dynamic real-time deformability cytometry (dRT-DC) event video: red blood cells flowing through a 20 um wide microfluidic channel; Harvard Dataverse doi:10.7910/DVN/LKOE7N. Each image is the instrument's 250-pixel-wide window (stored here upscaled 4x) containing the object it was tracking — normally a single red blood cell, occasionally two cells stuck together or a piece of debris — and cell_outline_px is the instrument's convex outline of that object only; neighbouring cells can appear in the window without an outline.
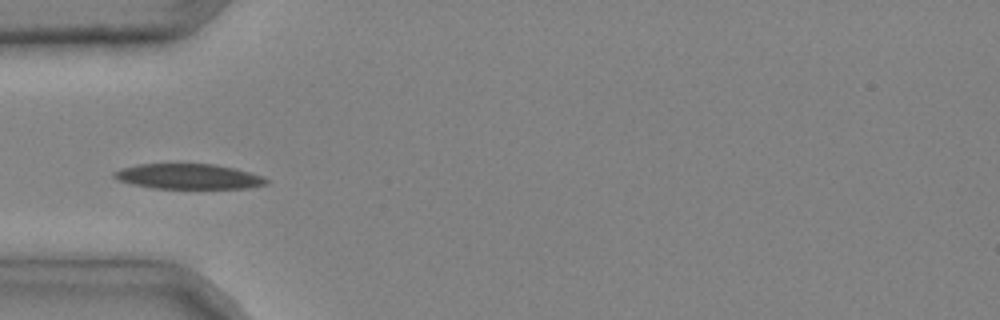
{"species": "common noctule bat (a hibernating species)", "species_latin": "Nyctalus noctula", "temperature_condition": "cold", "stored_images_in_passage": 5, "camera_frame_rate_fps": 3000, "um_per_image_px": 0.085, "animal": {"sex": "male", "body_mass_g": 20.4}, "frame": {"image": 1, "passage_image": 5, "time_ms": 1.333, "image_size_px": [1000, 320], "cell_outline_px": [[268, 184], [248, 188], [152, 188], [132, 184], [120, 180], [112, 176], [112, 172], [120, 168], [136, 164], [216, 164], [236, 168], [264, 176], [268, 180]], "centroid_in_image_um": [16.03, 14.99], "position_along_channel_um": 69.0, "area_um2": 22.48}}